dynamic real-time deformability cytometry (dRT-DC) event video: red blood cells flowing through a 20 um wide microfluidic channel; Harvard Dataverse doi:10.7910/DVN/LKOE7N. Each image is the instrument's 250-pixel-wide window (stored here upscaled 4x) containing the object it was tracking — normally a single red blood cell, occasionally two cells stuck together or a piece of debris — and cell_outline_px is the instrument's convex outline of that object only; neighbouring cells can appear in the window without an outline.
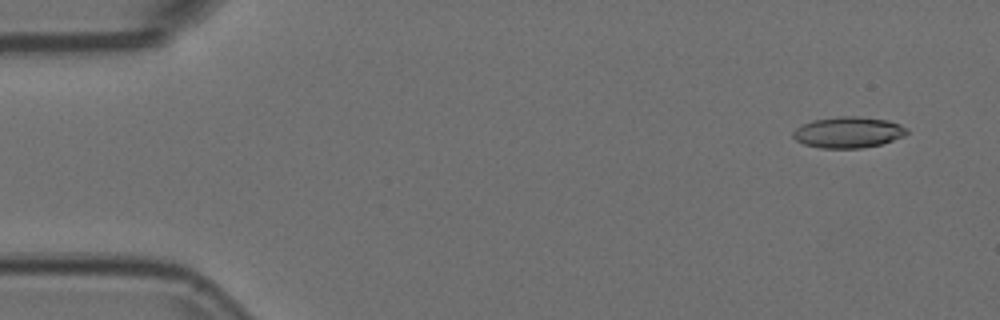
{"species": "Egyptian fruit bat (a non-hibernating species)", "species_latin": "Rousettus aegyptiacus", "temperature_condition": "room temperature", "stored_images_in_passage": 24, "camera_frame_rate_fps": 3000, "um_per_image_px": 0.085, "animal": {"sex": "female"}, "frame": {"image": 1, "passage_image": 4, "time_ms": 1.0, "image_size_px": [1000, 320], "cell_outline_px": [[908, 132], [904, 136], [880, 144], [860, 148], [820, 148], [804, 144], [796, 140], [792, 136], [792, 132], [796, 128], [812, 120], [840, 116], [856, 116], [888, 120], [900, 124], [908, 128]], "centroid_in_image_um": [72.1, 11.24], "position_along_channel_um": 12.9, "area_um2": 20.58}}
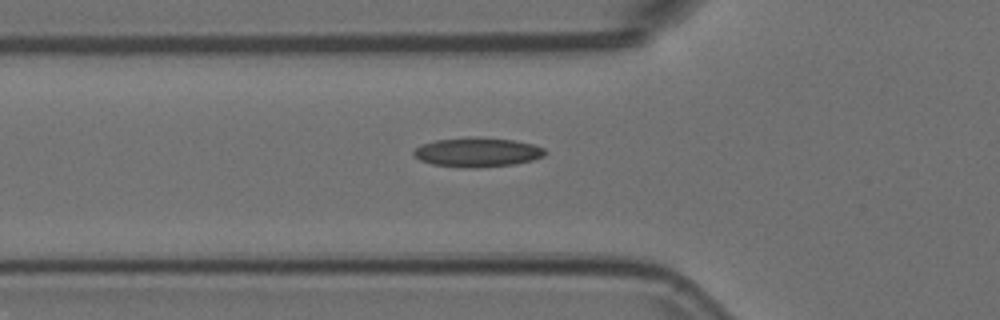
{"frame": {"image": 2, "passage_image": 19, "time_ms": 6.0, "image_size_px": [1000, 320], "cell_outline_px": [[548, 152], [544, 156], [532, 160], [516, 164], [480, 168], [464, 168], [432, 164], [420, 160], [412, 156], [412, 152], [420, 144], [436, 140], [468, 136], [476, 136], [512, 140], [532, 144], [544, 148]], "centroid_in_image_um": [40.55, 12.94], "position_along_channel_um": 85.2, "area_um2": 22.89}}
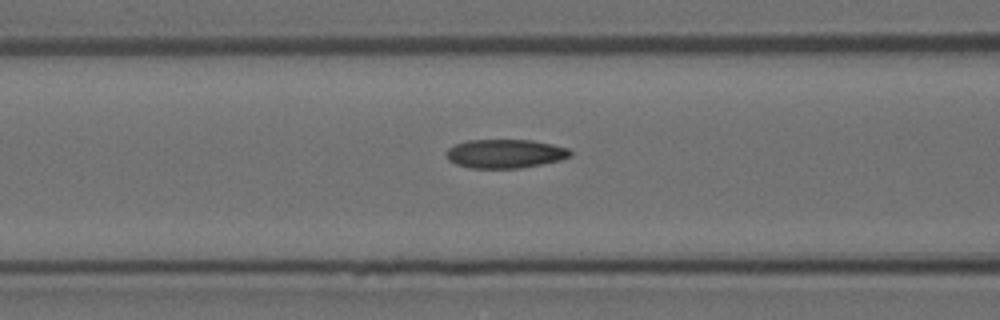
{"frame": {"image": 3, "passage_image": 22, "time_ms": 7.0, "image_size_px": [1000, 320], "cell_outline_px": [[572, 156], [560, 160], [520, 168], [468, 168], [456, 164], [448, 160], [444, 152], [448, 148], [456, 144], [468, 140], [532, 140], [552, 144], [568, 148], [572, 152]], "centroid_in_image_um": [42.91, 13.06], "position_along_channel_um": 123.7, "area_um2": 20.92}}